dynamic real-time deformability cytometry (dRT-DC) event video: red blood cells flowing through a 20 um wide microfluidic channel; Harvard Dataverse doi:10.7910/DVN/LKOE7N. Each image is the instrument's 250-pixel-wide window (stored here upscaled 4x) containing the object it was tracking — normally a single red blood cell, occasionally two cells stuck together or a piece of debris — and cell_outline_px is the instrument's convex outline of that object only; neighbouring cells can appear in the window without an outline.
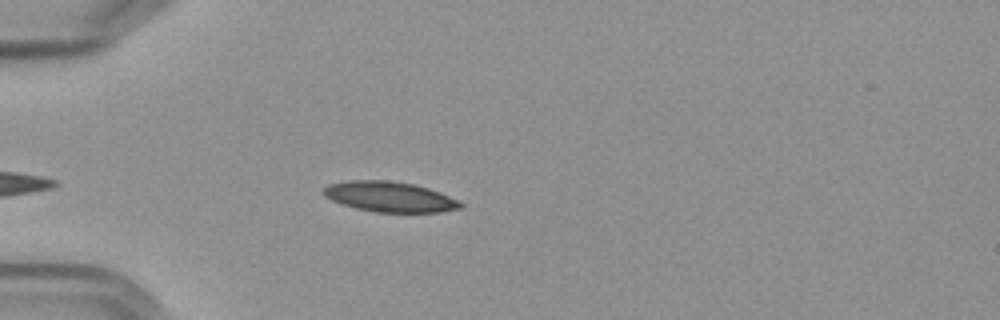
{"species": "Egyptian fruit bat (a non-hibernating species)", "species_latin": "Rousettus aegyptiacus", "temperature_condition": "cold", "stored_images_in_passage": 35, "camera_frame_rate_fps": 3000, "um_per_image_px": 0.085, "frame": {"image": 1, "passage_image": 6, "time_ms": 1.667, "image_size_px": [1000, 320], "cell_outline_px": [[464, 208], [440, 212], [376, 212], [356, 208], [332, 200], [324, 196], [320, 192], [328, 184], [348, 180], [388, 180], [412, 184], [428, 188], [440, 192], [464, 204]], "centroid_in_image_um": [33.11, 16.72], "position_along_channel_um": 51.9, "area_um2": 24.16}}
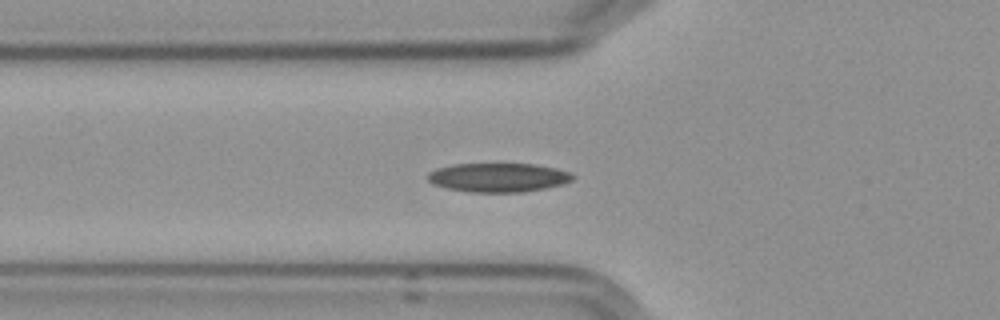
{"frame": {"image": 2, "passage_image": 10, "time_ms": 3.0, "image_size_px": [1000, 320], "cell_outline_px": [[576, 176], [572, 180], [564, 184], [544, 188], [520, 192], [468, 192], [448, 188], [432, 184], [428, 180], [428, 172], [436, 168], [452, 164], [536, 164], [556, 168], [568, 172]], "centroid_in_image_um": [42.34, 15.08], "position_along_channel_um": 83.5, "area_um2": 24.51}}
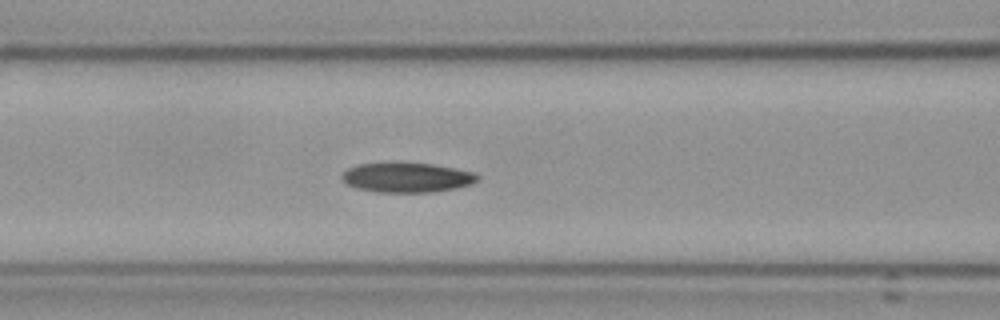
{"frame": {"image": 3, "passage_image": 14, "time_ms": 4.333, "image_size_px": [1000, 320], "cell_outline_px": [[480, 176], [472, 184], [456, 188], [432, 192], [376, 192], [356, 188], [348, 184], [340, 176], [348, 168], [360, 164], [432, 164], [472, 172]], "centroid_in_image_um": [34.59, 15.11], "position_along_channel_um": 132.0, "area_um2": 22.89}, "authors_computed_cell_mechanics": {"area_um2": 23.3512, "velocity_mm_per_s": 3.5713, "shape_relaxation_time_tau1_ms": 8.7088, "shape_relaxation_time_tau2_ms": null, "deformation_change_tau1": 0.1635, "deformation_change_tau2": null}}